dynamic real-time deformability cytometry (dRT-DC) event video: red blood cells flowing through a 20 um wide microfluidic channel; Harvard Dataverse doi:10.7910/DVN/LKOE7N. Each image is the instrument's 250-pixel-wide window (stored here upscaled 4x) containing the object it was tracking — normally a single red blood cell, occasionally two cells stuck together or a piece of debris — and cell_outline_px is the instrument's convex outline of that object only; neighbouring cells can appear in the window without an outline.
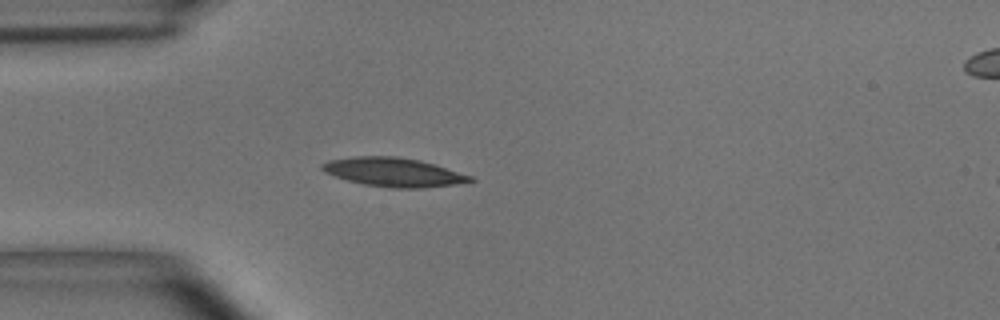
{"species": "common noctule bat (a hibernating species)", "species_latin": "Nyctalus noctula", "temperature_condition": "room temperature", "stored_images_in_passage": 40, "camera_frame_rate_fps": 3000, "um_per_image_px": 0.085, "animal": {"sex": "male", "body_mass_g": 15.6}, "frame": {"image": 1, "passage_image": 1, "time_ms": 0.0, "image_size_px": [1000, 320], "cell_outline_px": [[476, 180], [456, 184], [424, 188], [388, 188], [364, 184], [348, 180], [324, 172], [320, 168], [320, 164], [328, 160], [356, 156], [400, 156], [420, 160], [472, 176]], "centroid_in_image_um": [33.43, 14.63], "position_along_channel_um": 51.6, "area_um2": 24.91}}
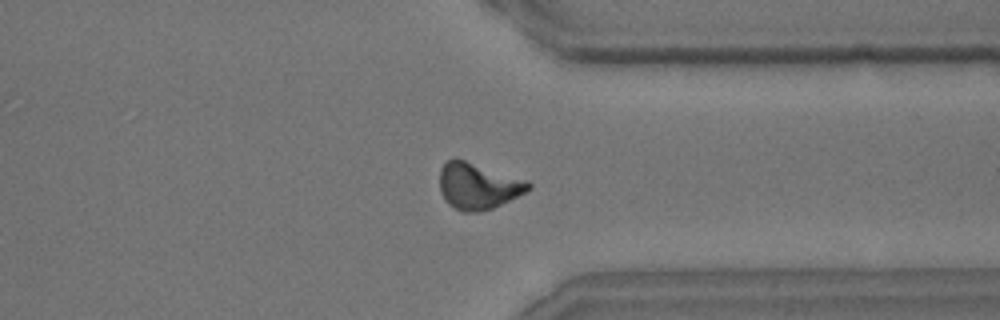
{"frame": {"image": 2, "passage_image": 28, "time_ms": 9.0, "image_size_px": [1000, 320], "cell_outline_px": [[532, 188], [492, 208], [480, 212], [460, 212], [448, 204], [440, 192], [440, 168], [448, 160], [456, 156], [528, 180], [532, 184]], "centroid_in_image_um": [40.61, 15.78], "position_along_channel_um": 370.8, "area_um2": 24.28}}
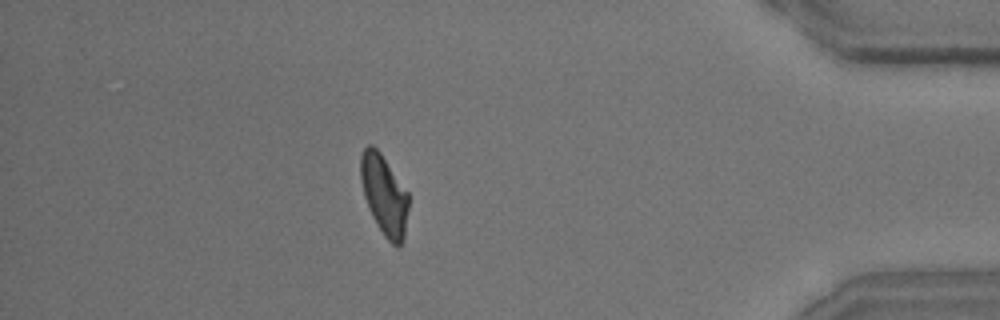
{"frame": {"image": 3, "passage_image": 34, "time_ms": 11.0, "image_size_px": [1000, 320], "cell_outline_px": [[408, 208], [404, 236], [400, 244], [396, 248], [384, 236], [372, 216], [368, 208], [364, 196], [360, 180], [360, 156], [364, 148], [368, 144], [372, 144], [380, 152], [408, 192]], "centroid_in_image_um": [32.63, 16.55], "position_along_channel_um": 402.6, "area_um2": 22.31}, "authors_computed_cell_mechanics": {"area_um2": 22.9755, "velocity_mm_per_s": 3.656, "shape_relaxation_time_tau1_ms": 5.7218, "shape_relaxation_time_tau2_ms": 3.2229, "deformation_change_tau1": 0.1733, "deformation_change_tau2": 0.1117}}